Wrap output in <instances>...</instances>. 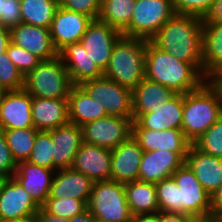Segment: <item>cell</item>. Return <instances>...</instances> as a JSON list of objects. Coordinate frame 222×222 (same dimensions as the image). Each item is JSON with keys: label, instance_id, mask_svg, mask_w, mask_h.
<instances>
[{"label": "cell", "instance_id": "4", "mask_svg": "<svg viewBox=\"0 0 222 222\" xmlns=\"http://www.w3.org/2000/svg\"><path fill=\"white\" fill-rule=\"evenodd\" d=\"M146 40L122 35L115 43L104 76L133 91L145 78Z\"/></svg>", "mask_w": 222, "mask_h": 222}, {"label": "cell", "instance_id": "47", "mask_svg": "<svg viewBox=\"0 0 222 222\" xmlns=\"http://www.w3.org/2000/svg\"><path fill=\"white\" fill-rule=\"evenodd\" d=\"M34 222H69V219L56 217L46 212L42 207L33 218Z\"/></svg>", "mask_w": 222, "mask_h": 222}, {"label": "cell", "instance_id": "55", "mask_svg": "<svg viewBox=\"0 0 222 222\" xmlns=\"http://www.w3.org/2000/svg\"><path fill=\"white\" fill-rule=\"evenodd\" d=\"M7 177L0 175V192L2 191L3 185L6 182Z\"/></svg>", "mask_w": 222, "mask_h": 222}, {"label": "cell", "instance_id": "23", "mask_svg": "<svg viewBox=\"0 0 222 222\" xmlns=\"http://www.w3.org/2000/svg\"><path fill=\"white\" fill-rule=\"evenodd\" d=\"M185 163L212 197L222 185V158L208 155L191 144Z\"/></svg>", "mask_w": 222, "mask_h": 222}, {"label": "cell", "instance_id": "36", "mask_svg": "<svg viewBox=\"0 0 222 222\" xmlns=\"http://www.w3.org/2000/svg\"><path fill=\"white\" fill-rule=\"evenodd\" d=\"M41 207L51 215L70 219L85 211L87 204L82 199L60 198L47 199Z\"/></svg>", "mask_w": 222, "mask_h": 222}, {"label": "cell", "instance_id": "38", "mask_svg": "<svg viewBox=\"0 0 222 222\" xmlns=\"http://www.w3.org/2000/svg\"><path fill=\"white\" fill-rule=\"evenodd\" d=\"M0 83L7 91L21 90L24 87V75L10 60L7 52L0 54Z\"/></svg>", "mask_w": 222, "mask_h": 222}, {"label": "cell", "instance_id": "24", "mask_svg": "<svg viewBox=\"0 0 222 222\" xmlns=\"http://www.w3.org/2000/svg\"><path fill=\"white\" fill-rule=\"evenodd\" d=\"M185 161L175 152L146 151L143 152L139 166V180L148 183L171 177Z\"/></svg>", "mask_w": 222, "mask_h": 222}, {"label": "cell", "instance_id": "33", "mask_svg": "<svg viewBox=\"0 0 222 222\" xmlns=\"http://www.w3.org/2000/svg\"><path fill=\"white\" fill-rule=\"evenodd\" d=\"M38 131L35 128L3 130L8 147L17 163L27 161L30 157Z\"/></svg>", "mask_w": 222, "mask_h": 222}, {"label": "cell", "instance_id": "19", "mask_svg": "<svg viewBox=\"0 0 222 222\" xmlns=\"http://www.w3.org/2000/svg\"><path fill=\"white\" fill-rule=\"evenodd\" d=\"M72 168L95 181L111 180V150L82 143Z\"/></svg>", "mask_w": 222, "mask_h": 222}, {"label": "cell", "instance_id": "49", "mask_svg": "<svg viewBox=\"0 0 222 222\" xmlns=\"http://www.w3.org/2000/svg\"><path fill=\"white\" fill-rule=\"evenodd\" d=\"M136 222H160V212L138 214L132 217Z\"/></svg>", "mask_w": 222, "mask_h": 222}, {"label": "cell", "instance_id": "22", "mask_svg": "<svg viewBox=\"0 0 222 222\" xmlns=\"http://www.w3.org/2000/svg\"><path fill=\"white\" fill-rule=\"evenodd\" d=\"M94 181L71 168L55 171L48 199H82L88 204Z\"/></svg>", "mask_w": 222, "mask_h": 222}, {"label": "cell", "instance_id": "32", "mask_svg": "<svg viewBox=\"0 0 222 222\" xmlns=\"http://www.w3.org/2000/svg\"><path fill=\"white\" fill-rule=\"evenodd\" d=\"M134 5L135 0H101L97 20L122 33L130 25Z\"/></svg>", "mask_w": 222, "mask_h": 222}, {"label": "cell", "instance_id": "12", "mask_svg": "<svg viewBox=\"0 0 222 222\" xmlns=\"http://www.w3.org/2000/svg\"><path fill=\"white\" fill-rule=\"evenodd\" d=\"M31 108L32 96L24 89L7 91L0 98V128H34Z\"/></svg>", "mask_w": 222, "mask_h": 222}, {"label": "cell", "instance_id": "13", "mask_svg": "<svg viewBox=\"0 0 222 222\" xmlns=\"http://www.w3.org/2000/svg\"><path fill=\"white\" fill-rule=\"evenodd\" d=\"M40 206L13 178H7L0 192V220L33 219Z\"/></svg>", "mask_w": 222, "mask_h": 222}, {"label": "cell", "instance_id": "28", "mask_svg": "<svg viewBox=\"0 0 222 222\" xmlns=\"http://www.w3.org/2000/svg\"><path fill=\"white\" fill-rule=\"evenodd\" d=\"M174 94L171 89L145 77L132 91L133 120L144 113L153 112Z\"/></svg>", "mask_w": 222, "mask_h": 222}, {"label": "cell", "instance_id": "2", "mask_svg": "<svg viewBox=\"0 0 222 222\" xmlns=\"http://www.w3.org/2000/svg\"><path fill=\"white\" fill-rule=\"evenodd\" d=\"M145 77L176 94L199 88L208 78L193 64L178 60L146 40Z\"/></svg>", "mask_w": 222, "mask_h": 222}, {"label": "cell", "instance_id": "9", "mask_svg": "<svg viewBox=\"0 0 222 222\" xmlns=\"http://www.w3.org/2000/svg\"><path fill=\"white\" fill-rule=\"evenodd\" d=\"M172 177L180 189V213L193 218L212 217V197L196 179L189 166L183 163Z\"/></svg>", "mask_w": 222, "mask_h": 222}, {"label": "cell", "instance_id": "8", "mask_svg": "<svg viewBox=\"0 0 222 222\" xmlns=\"http://www.w3.org/2000/svg\"><path fill=\"white\" fill-rule=\"evenodd\" d=\"M80 86L92 99L103 105L107 115L133 118L132 91L102 76L85 80Z\"/></svg>", "mask_w": 222, "mask_h": 222}, {"label": "cell", "instance_id": "27", "mask_svg": "<svg viewBox=\"0 0 222 222\" xmlns=\"http://www.w3.org/2000/svg\"><path fill=\"white\" fill-rule=\"evenodd\" d=\"M67 100L69 122L79 127L107 116L103 105L92 99L80 85L71 87Z\"/></svg>", "mask_w": 222, "mask_h": 222}, {"label": "cell", "instance_id": "20", "mask_svg": "<svg viewBox=\"0 0 222 222\" xmlns=\"http://www.w3.org/2000/svg\"><path fill=\"white\" fill-rule=\"evenodd\" d=\"M55 171L34 165L28 161L18 162L13 178L41 207L49 197Z\"/></svg>", "mask_w": 222, "mask_h": 222}, {"label": "cell", "instance_id": "34", "mask_svg": "<svg viewBox=\"0 0 222 222\" xmlns=\"http://www.w3.org/2000/svg\"><path fill=\"white\" fill-rule=\"evenodd\" d=\"M155 185L159 212L180 213V189L174 178L171 176Z\"/></svg>", "mask_w": 222, "mask_h": 222}, {"label": "cell", "instance_id": "45", "mask_svg": "<svg viewBox=\"0 0 222 222\" xmlns=\"http://www.w3.org/2000/svg\"><path fill=\"white\" fill-rule=\"evenodd\" d=\"M212 217L216 220L222 218V185L212 196Z\"/></svg>", "mask_w": 222, "mask_h": 222}, {"label": "cell", "instance_id": "11", "mask_svg": "<svg viewBox=\"0 0 222 222\" xmlns=\"http://www.w3.org/2000/svg\"><path fill=\"white\" fill-rule=\"evenodd\" d=\"M122 33L109 24L92 20L80 43L92 61L104 72L109 64L113 47Z\"/></svg>", "mask_w": 222, "mask_h": 222}, {"label": "cell", "instance_id": "52", "mask_svg": "<svg viewBox=\"0 0 222 222\" xmlns=\"http://www.w3.org/2000/svg\"><path fill=\"white\" fill-rule=\"evenodd\" d=\"M191 222H218L214 217L209 218H194Z\"/></svg>", "mask_w": 222, "mask_h": 222}, {"label": "cell", "instance_id": "31", "mask_svg": "<svg viewBox=\"0 0 222 222\" xmlns=\"http://www.w3.org/2000/svg\"><path fill=\"white\" fill-rule=\"evenodd\" d=\"M58 0H20L21 23L50 28Z\"/></svg>", "mask_w": 222, "mask_h": 222}, {"label": "cell", "instance_id": "35", "mask_svg": "<svg viewBox=\"0 0 222 222\" xmlns=\"http://www.w3.org/2000/svg\"><path fill=\"white\" fill-rule=\"evenodd\" d=\"M53 142L49 131H38L28 162L53 170Z\"/></svg>", "mask_w": 222, "mask_h": 222}, {"label": "cell", "instance_id": "3", "mask_svg": "<svg viewBox=\"0 0 222 222\" xmlns=\"http://www.w3.org/2000/svg\"><path fill=\"white\" fill-rule=\"evenodd\" d=\"M183 114L181 130L192 144L222 116L221 98L209 80L183 94Z\"/></svg>", "mask_w": 222, "mask_h": 222}, {"label": "cell", "instance_id": "56", "mask_svg": "<svg viewBox=\"0 0 222 222\" xmlns=\"http://www.w3.org/2000/svg\"><path fill=\"white\" fill-rule=\"evenodd\" d=\"M5 7V0H0V20H1V13H4Z\"/></svg>", "mask_w": 222, "mask_h": 222}, {"label": "cell", "instance_id": "39", "mask_svg": "<svg viewBox=\"0 0 222 222\" xmlns=\"http://www.w3.org/2000/svg\"><path fill=\"white\" fill-rule=\"evenodd\" d=\"M7 54L17 69L25 76L32 71L42 60L24 48L10 42Z\"/></svg>", "mask_w": 222, "mask_h": 222}, {"label": "cell", "instance_id": "42", "mask_svg": "<svg viewBox=\"0 0 222 222\" xmlns=\"http://www.w3.org/2000/svg\"><path fill=\"white\" fill-rule=\"evenodd\" d=\"M17 162L10 151L3 129L0 128V175L10 178L16 171Z\"/></svg>", "mask_w": 222, "mask_h": 222}, {"label": "cell", "instance_id": "58", "mask_svg": "<svg viewBox=\"0 0 222 222\" xmlns=\"http://www.w3.org/2000/svg\"><path fill=\"white\" fill-rule=\"evenodd\" d=\"M94 222H105V221H102V220H99L97 218H94Z\"/></svg>", "mask_w": 222, "mask_h": 222}, {"label": "cell", "instance_id": "59", "mask_svg": "<svg viewBox=\"0 0 222 222\" xmlns=\"http://www.w3.org/2000/svg\"><path fill=\"white\" fill-rule=\"evenodd\" d=\"M127 222H136L133 218H131L129 221Z\"/></svg>", "mask_w": 222, "mask_h": 222}, {"label": "cell", "instance_id": "54", "mask_svg": "<svg viewBox=\"0 0 222 222\" xmlns=\"http://www.w3.org/2000/svg\"><path fill=\"white\" fill-rule=\"evenodd\" d=\"M0 222H34L33 219H11V220H0Z\"/></svg>", "mask_w": 222, "mask_h": 222}, {"label": "cell", "instance_id": "40", "mask_svg": "<svg viewBox=\"0 0 222 222\" xmlns=\"http://www.w3.org/2000/svg\"><path fill=\"white\" fill-rule=\"evenodd\" d=\"M176 14L195 15L204 18L215 0H172Z\"/></svg>", "mask_w": 222, "mask_h": 222}, {"label": "cell", "instance_id": "5", "mask_svg": "<svg viewBox=\"0 0 222 222\" xmlns=\"http://www.w3.org/2000/svg\"><path fill=\"white\" fill-rule=\"evenodd\" d=\"M73 86L69 73L60 58L42 60L24 76L23 89L32 97L60 99L68 98Z\"/></svg>", "mask_w": 222, "mask_h": 222}, {"label": "cell", "instance_id": "14", "mask_svg": "<svg viewBox=\"0 0 222 222\" xmlns=\"http://www.w3.org/2000/svg\"><path fill=\"white\" fill-rule=\"evenodd\" d=\"M91 22L92 19L89 16L59 6L50 27L57 52L59 53L69 44L79 42Z\"/></svg>", "mask_w": 222, "mask_h": 222}, {"label": "cell", "instance_id": "48", "mask_svg": "<svg viewBox=\"0 0 222 222\" xmlns=\"http://www.w3.org/2000/svg\"><path fill=\"white\" fill-rule=\"evenodd\" d=\"M11 42L10 29L0 25V54L7 52V47Z\"/></svg>", "mask_w": 222, "mask_h": 222}, {"label": "cell", "instance_id": "7", "mask_svg": "<svg viewBox=\"0 0 222 222\" xmlns=\"http://www.w3.org/2000/svg\"><path fill=\"white\" fill-rule=\"evenodd\" d=\"M175 14L172 0H135L130 25L122 35L150 41Z\"/></svg>", "mask_w": 222, "mask_h": 222}, {"label": "cell", "instance_id": "41", "mask_svg": "<svg viewBox=\"0 0 222 222\" xmlns=\"http://www.w3.org/2000/svg\"><path fill=\"white\" fill-rule=\"evenodd\" d=\"M59 6L97 20L101 0H58Z\"/></svg>", "mask_w": 222, "mask_h": 222}, {"label": "cell", "instance_id": "37", "mask_svg": "<svg viewBox=\"0 0 222 222\" xmlns=\"http://www.w3.org/2000/svg\"><path fill=\"white\" fill-rule=\"evenodd\" d=\"M193 145L208 155L222 158V116Z\"/></svg>", "mask_w": 222, "mask_h": 222}, {"label": "cell", "instance_id": "30", "mask_svg": "<svg viewBox=\"0 0 222 222\" xmlns=\"http://www.w3.org/2000/svg\"><path fill=\"white\" fill-rule=\"evenodd\" d=\"M124 188L132 216L159 211L154 183L135 180L124 184Z\"/></svg>", "mask_w": 222, "mask_h": 222}, {"label": "cell", "instance_id": "10", "mask_svg": "<svg viewBox=\"0 0 222 222\" xmlns=\"http://www.w3.org/2000/svg\"><path fill=\"white\" fill-rule=\"evenodd\" d=\"M133 118L109 116L88 122L81 126L83 142L115 149L129 140L133 134Z\"/></svg>", "mask_w": 222, "mask_h": 222}, {"label": "cell", "instance_id": "53", "mask_svg": "<svg viewBox=\"0 0 222 222\" xmlns=\"http://www.w3.org/2000/svg\"><path fill=\"white\" fill-rule=\"evenodd\" d=\"M208 79H222V66L214 72Z\"/></svg>", "mask_w": 222, "mask_h": 222}, {"label": "cell", "instance_id": "15", "mask_svg": "<svg viewBox=\"0 0 222 222\" xmlns=\"http://www.w3.org/2000/svg\"><path fill=\"white\" fill-rule=\"evenodd\" d=\"M132 137L139 143L144 152L167 150L177 153L184 161L192 144L185 137L182 130L176 129L153 131L144 128H133Z\"/></svg>", "mask_w": 222, "mask_h": 222}, {"label": "cell", "instance_id": "44", "mask_svg": "<svg viewBox=\"0 0 222 222\" xmlns=\"http://www.w3.org/2000/svg\"><path fill=\"white\" fill-rule=\"evenodd\" d=\"M203 23H222V0H215L209 12L203 18Z\"/></svg>", "mask_w": 222, "mask_h": 222}, {"label": "cell", "instance_id": "21", "mask_svg": "<svg viewBox=\"0 0 222 222\" xmlns=\"http://www.w3.org/2000/svg\"><path fill=\"white\" fill-rule=\"evenodd\" d=\"M53 142V170L71 168L83 143L82 129L68 122L49 131Z\"/></svg>", "mask_w": 222, "mask_h": 222}, {"label": "cell", "instance_id": "29", "mask_svg": "<svg viewBox=\"0 0 222 222\" xmlns=\"http://www.w3.org/2000/svg\"><path fill=\"white\" fill-rule=\"evenodd\" d=\"M202 65L207 78L222 66V23H203Z\"/></svg>", "mask_w": 222, "mask_h": 222}, {"label": "cell", "instance_id": "57", "mask_svg": "<svg viewBox=\"0 0 222 222\" xmlns=\"http://www.w3.org/2000/svg\"><path fill=\"white\" fill-rule=\"evenodd\" d=\"M7 92L5 87L0 83V98Z\"/></svg>", "mask_w": 222, "mask_h": 222}, {"label": "cell", "instance_id": "26", "mask_svg": "<svg viewBox=\"0 0 222 222\" xmlns=\"http://www.w3.org/2000/svg\"><path fill=\"white\" fill-rule=\"evenodd\" d=\"M31 112L34 128L39 131H50L69 122L67 98L32 97Z\"/></svg>", "mask_w": 222, "mask_h": 222}, {"label": "cell", "instance_id": "18", "mask_svg": "<svg viewBox=\"0 0 222 222\" xmlns=\"http://www.w3.org/2000/svg\"><path fill=\"white\" fill-rule=\"evenodd\" d=\"M143 152L133 137L112 149L111 180L123 184L139 180V166Z\"/></svg>", "mask_w": 222, "mask_h": 222}, {"label": "cell", "instance_id": "17", "mask_svg": "<svg viewBox=\"0 0 222 222\" xmlns=\"http://www.w3.org/2000/svg\"><path fill=\"white\" fill-rule=\"evenodd\" d=\"M183 115V94L175 93L163 105L153 109V112L140 115L133 122V128L153 131L181 130Z\"/></svg>", "mask_w": 222, "mask_h": 222}, {"label": "cell", "instance_id": "25", "mask_svg": "<svg viewBox=\"0 0 222 222\" xmlns=\"http://www.w3.org/2000/svg\"><path fill=\"white\" fill-rule=\"evenodd\" d=\"M73 85L104 76V72L92 61L80 42L67 45L59 52Z\"/></svg>", "mask_w": 222, "mask_h": 222}, {"label": "cell", "instance_id": "1", "mask_svg": "<svg viewBox=\"0 0 222 222\" xmlns=\"http://www.w3.org/2000/svg\"><path fill=\"white\" fill-rule=\"evenodd\" d=\"M150 41L178 60L195 65L203 73V18L175 14Z\"/></svg>", "mask_w": 222, "mask_h": 222}, {"label": "cell", "instance_id": "16", "mask_svg": "<svg viewBox=\"0 0 222 222\" xmlns=\"http://www.w3.org/2000/svg\"><path fill=\"white\" fill-rule=\"evenodd\" d=\"M11 42L36 55L41 60H50L59 55L50 28L20 23L10 29Z\"/></svg>", "mask_w": 222, "mask_h": 222}, {"label": "cell", "instance_id": "50", "mask_svg": "<svg viewBox=\"0 0 222 222\" xmlns=\"http://www.w3.org/2000/svg\"><path fill=\"white\" fill-rule=\"evenodd\" d=\"M69 222H94V216L89 212L88 209H86L81 214L70 218Z\"/></svg>", "mask_w": 222, "mask_h": 222}, {"label": "cell", "instance_id": "51", "mask_svg": "<svg viewBox=\"0 0 222 222\" xmlns=\"http://www.w3.org/2000/svg\"><path fill=\"white\" fill-rule=\"evenodd\" d=\"M208 80L218 91L222 102V79H208Z\"/></svg>", "mask_w": 222, "mask_h": 222}, {"label": "cell", "instance_id": "43", "mask_svg": "<svg viewBox=\"0 0 222 222\" xmlns=\"http://www.w3.org/2000/svg\"><path fill=\"white\" fill-rule=\"evenodd\" d=\"M20 23V0H5L4 13H1L0 25L11 29Z\"/></svg>", "mask_w": 222, "mask_h": 222}, {"label": "cell", "instance_id": "46", "mask_svg": "<svg viewBox=\"0 0 222 222\" xmlns=\"http://www.w3.org/2000/svg\"><path fill=\"white\" fill-rule=\"evenodd\" d=\"M192 216L182 213L160 212V222H191Z\"/></svg>", "mask_w": 222, "mask_h": 222}, {"label": "cell", "instance_id": "6", "mask_svg": "<svg viewBox=\"0 0 222 222\" xmlns=\"http://www.w3.org/2000/svg\"><path fill=\"white\" fill-rule=\"evenodd\" d=\"M87 209L94 218L105 222H127L133 217L124 184L114 180L94 182Z\"/></svg>", "mask_w": 222, "mask_h": 222}]
</instances>
